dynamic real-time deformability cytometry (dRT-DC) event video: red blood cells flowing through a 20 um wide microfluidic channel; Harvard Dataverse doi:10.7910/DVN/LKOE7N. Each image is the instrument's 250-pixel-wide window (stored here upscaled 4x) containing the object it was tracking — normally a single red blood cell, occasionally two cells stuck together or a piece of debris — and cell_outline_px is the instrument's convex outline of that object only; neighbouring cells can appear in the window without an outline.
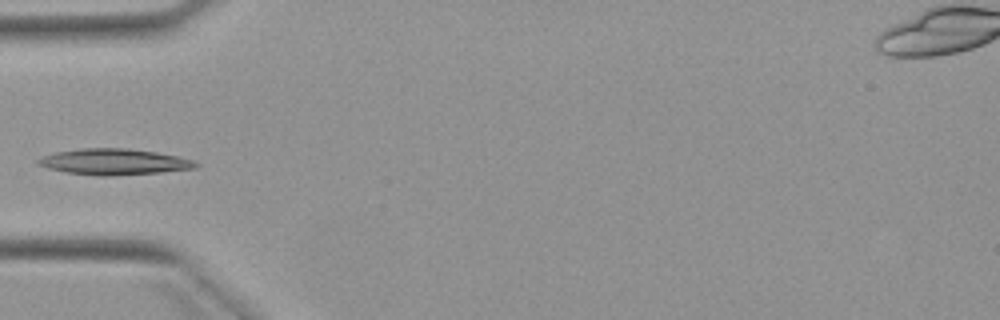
{"species": "Egyptian fruit bat (a non-hibernating species)", "species_latin": "Rousettus aegyptiacus", "temperature_condition": "warm", "stored_images_in_passage": 5, "camera_frame_rate_fps": 3000, "um_per_image_px": 0.085, "animal": {"sex": "female"}, "frame": {"image": 1, "passage_image": 5, "time_ms": 5.0, "image_size_px": [1000, 320], "cell_outline_px": [[200, 164], [196, 168], [160, 172], [112, 176], [96, 176], [64, 172], [48, 168], [36, 164], [36, 160], [44, 156], [56, 152], [80, 148], [128, 148], [156, 152], [196, 160]], "centroid_in_image_um": [9.7, 13.76], "position_along_channel_um": 75.3, "area_um2": 24.04}}